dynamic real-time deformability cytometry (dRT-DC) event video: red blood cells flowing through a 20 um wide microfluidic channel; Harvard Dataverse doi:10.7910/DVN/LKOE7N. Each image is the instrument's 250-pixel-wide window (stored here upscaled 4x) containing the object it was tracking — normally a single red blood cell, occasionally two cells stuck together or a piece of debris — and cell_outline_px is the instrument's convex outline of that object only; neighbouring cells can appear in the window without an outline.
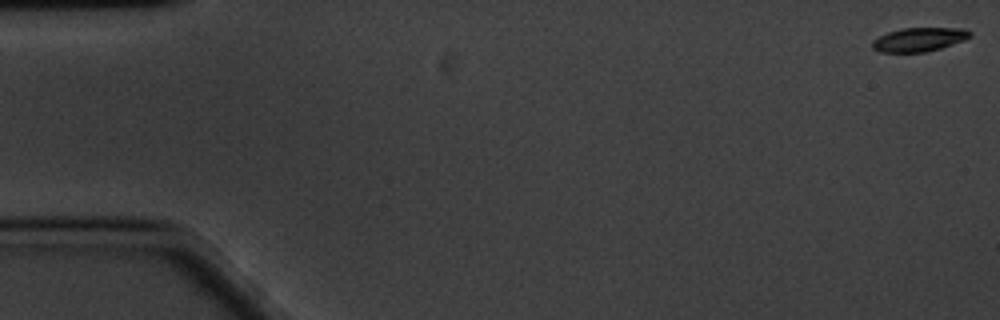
{"species": "common noctule bat (a hibernating species)", "species_latin": "Nyctalus noctula", "temperature_condition": "cold", "stored_images_in_passage": 53, "camera_frame_rate_fps": 3000, "um_per_image_px": 0.085, "animal": {"sex": "male", "body_mass_g": 20.1, "forearm_length_mm": 53.5}, "frame": {"image": 1, "passage_image": 1, "time_ms": 0.0, "image_size_px": [1000, 320], "cell_outline_px": [[972, 36], [964, 40], [940, 48], [924, 52], [880, 52], [872, 48], [872, 40], [888, 32], [900, 28], [964, 28], [972, 32]], "centroid_in_image_um": [78.12, 3.35], "position_along_channel_um": 6.9, "area_um2": 13.58}}
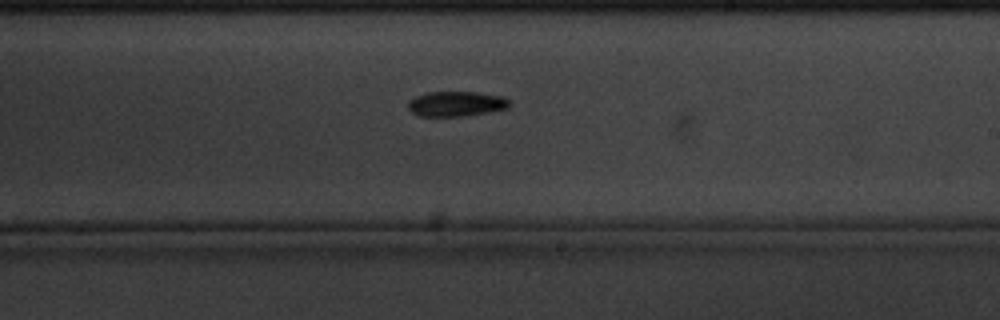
{"frame": {"image": 2, "passage_image": 35, "time_ms": 11.333, "image_size_px": [1000, 320], "cell_outline_px": [[512, 104], [508, 108], [468, 116], [420, 116], [412, 112], [408, 108], [408, 100], [416, 96], [428, 92], [476, 92], [504, 96], [512, 100]], "centroid_in_image_um": [38.83, 8.82], "position_along_channel_um": 250.2, "area_um2": 15.03}}
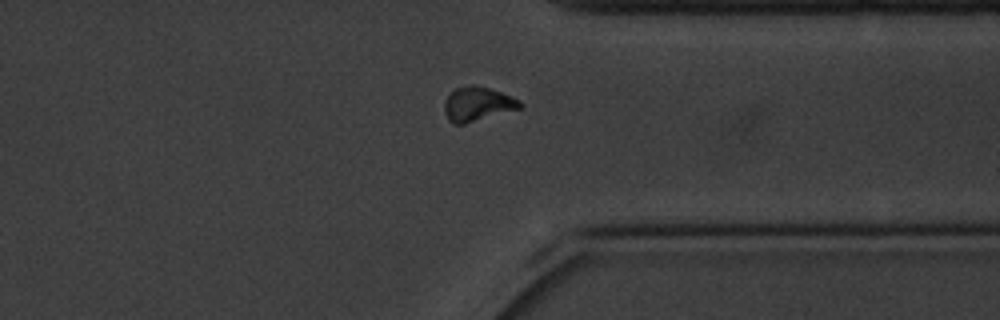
{"frame": {"image": 3, "passage_image": 46, "time_ms": 15.0, "image_size_px": [1000, 320], "cell_outline_px": [[524, 104], [520, 108], [464, 124], [452, 124], [448, 120], [444, 112], [444, 100], [456, 88], [468, 84], [476, 84], [512, 96], [520, 100]], "centroid_in_image_um": [40.57, 8.83], "position_along_channel_um": 370.8, "area_um2": 15.14}}